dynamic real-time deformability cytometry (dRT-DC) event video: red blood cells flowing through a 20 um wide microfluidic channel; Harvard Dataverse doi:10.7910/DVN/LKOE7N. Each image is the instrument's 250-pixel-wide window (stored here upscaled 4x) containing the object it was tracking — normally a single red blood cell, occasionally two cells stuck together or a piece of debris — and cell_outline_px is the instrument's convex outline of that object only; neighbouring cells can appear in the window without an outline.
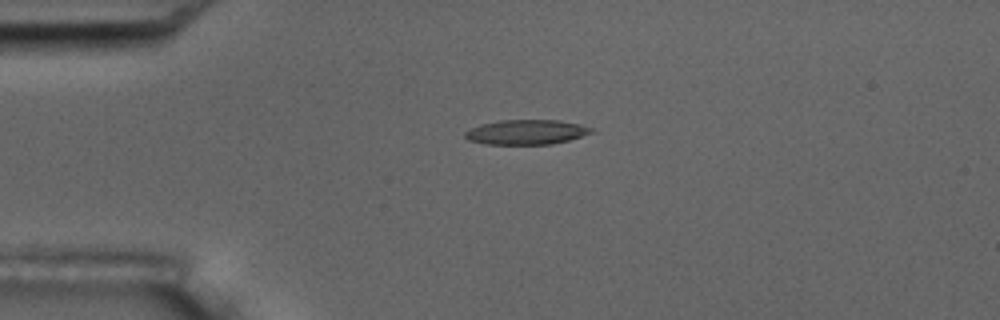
{"species": "common noctule bat (a hibernating species)", "species_latin": "Nyctalus noctula", "temperature_condition": "room temperature", "stored_images_in_passage": 3, "camera_frame_rate_fps": 3000, "um_per_image_px": 0.085, "animal": {"sex": "male", "body_mass_g": 17.5, "forearm_length_mm": 52.3}, "frame": {"image": 1, "passage_image": 1, "time_ms": 0.0, "image_size_px": [1000, 320], "cell_outline_px": [[592, 132], [568, 140], [552, 144], [488, 144], [468, 140], [464, 136], [464, 132], [480, 124], [500, 120], [560, 120], [580, 124], [592, 128]], "centroid_in_image_um": [44.71, 11.22], "position_along_channel_um": 40.3, "area_um2": 18.09}}